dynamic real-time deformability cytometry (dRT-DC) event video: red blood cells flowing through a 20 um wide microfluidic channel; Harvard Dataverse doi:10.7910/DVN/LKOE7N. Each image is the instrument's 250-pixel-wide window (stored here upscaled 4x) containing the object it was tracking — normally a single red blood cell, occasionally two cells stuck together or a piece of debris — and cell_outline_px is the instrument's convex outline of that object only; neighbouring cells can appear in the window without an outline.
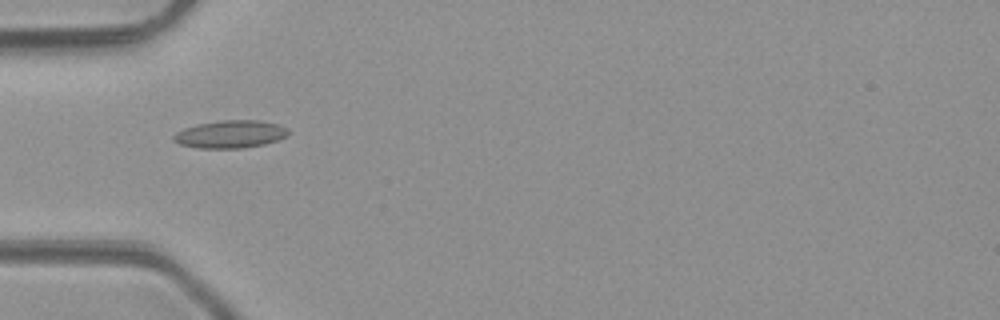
{"species": "common noctule bat (a hibernating species)", "species_latin": "Nyctalus noctula", "temperature_condition": "room temperature", "stored_images_in_passage": 6, "camera_frame_rate_fps": 3000, "um_per_image_px": 0.085, "animal": {"sex": "male", "body_mass_g": 23.1, "forearm_length_mm": 52.7}, "frame": {"image": 1, "passage_image": 5, "time_ms": 4.667, "image_size_px": [1000, 320], "cell_outline_px": [[288, 136], [264, 144], [244, 148], [200, 148], [180, 144], [172, 140], [172, 136], [176, 132], [184, 128], [196, 124], [220, 120], [256, 120], [276, 124], [288, 128]], "centroid_in_image_um": [19.55, 11.4], "position_along_channel_um": 65.4, "area_um2": 18.5}}
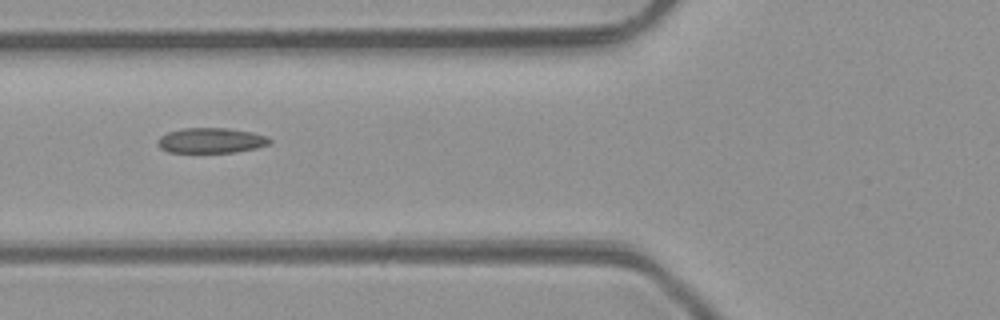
{"frame": {"image": 2, "passage_image": 6, "time_ms": 5.667, "image_size_px": [1000, 320], "cell_outline_px": [[272, 140], [268, 144], [256, 148], [236, 152], [168, 152], [160, 148], [160, 136], [168, 132], [184, 128], [228, 128], [252, 132], [268, 136]], "centroid_in_image_um": [17.99, 11.93], "position_along_channel_um": 107.8, "area_um2": 16.3}}